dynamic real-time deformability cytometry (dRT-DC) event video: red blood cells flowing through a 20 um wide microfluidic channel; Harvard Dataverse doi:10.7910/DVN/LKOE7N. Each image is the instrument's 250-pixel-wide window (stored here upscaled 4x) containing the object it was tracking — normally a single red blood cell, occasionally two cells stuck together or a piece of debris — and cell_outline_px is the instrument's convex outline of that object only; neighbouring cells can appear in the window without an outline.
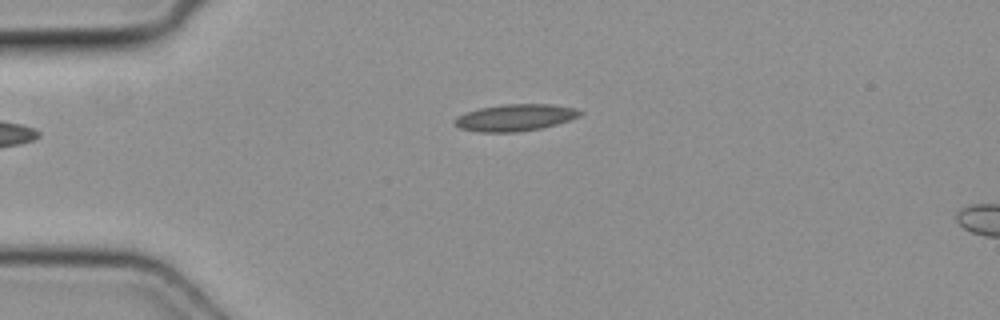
{"species": "common noctule bat (a hibernating species)", "species_latin": "Nyctalus noctula", "temperature_condition": "cold", "stored_images_in_passage": 3, "camera_frame_rate_fps": 3000, "um_per_image_px": 0.085, "animal": {"sex": "female", "body_mass_g": 19.3, "forearm_length_mm": 54.1}, "frame": {"image": 1, "passage_image": 3, "time_ms": 0.667, "image_size_px": [1000, 320], "cell_outline_px": [[584, 112], [580, 116], [556, 124], [540, 128], [520, 132], [480, 132], [460, 128], [452, 124], [452, 120], [468, 112], [480, 108], [504, 104], [552, 104], [576, 108]], "centroid_in_image_um": [43.8, 9.99], "position_along_channel_um": 41.2, "area_um2": 19.54}}